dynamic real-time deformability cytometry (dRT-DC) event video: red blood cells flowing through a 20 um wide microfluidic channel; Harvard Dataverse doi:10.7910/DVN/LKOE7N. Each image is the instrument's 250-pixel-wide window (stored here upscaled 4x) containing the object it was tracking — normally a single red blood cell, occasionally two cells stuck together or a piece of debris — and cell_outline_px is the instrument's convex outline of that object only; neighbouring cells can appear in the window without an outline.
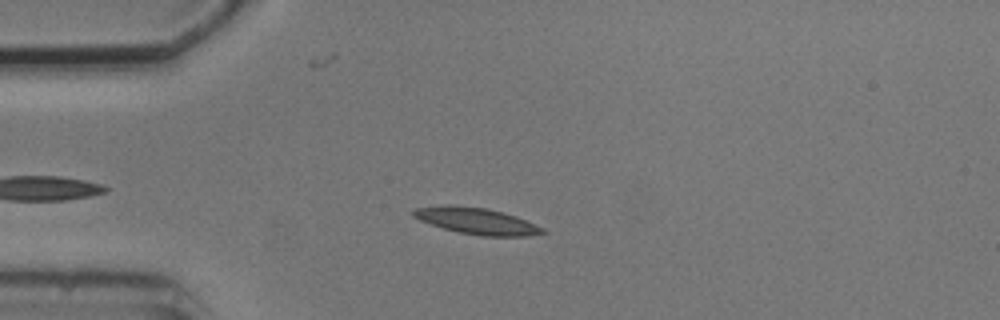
{"species": "common noctule bat (a hibernating species)", "species_latin": "Nyctalus noctula", "temperature_condition": "cold", "stored_images_in_passage": 7, "camera_frame_rate_fps": 3000, "um_per_image_px": 0.085, "animal": {"sex": "male", "body_mass_g": 20.5, "forearm_length_mm": 52.5}, "frame": {"image": 1, "passage_image": 3, "time_ms": 2.333, "image_size_px": [1000, 320], "cell_outline_px": [[548, 232], [528, 236], [480, 236], [460, 232], [444, 228], [420, 220], [412, 216], [412, 212], [416, 208], [444, 204], [448, 204], [488, 208], [504, 212], [516, 216], [544, 228]], "centroid_in_image_um": [40.53, 18.77], "position_along_channel_um": 44.5, "area_um2": 19.94}}
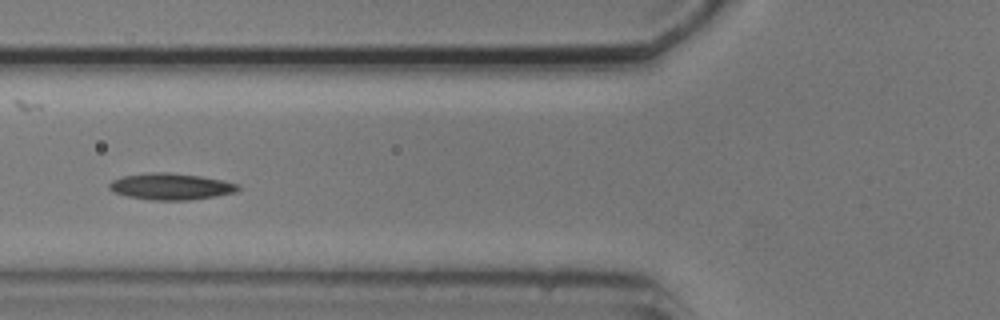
{"frame": {"image": 2, "passage_image": 5, "time_ms": 4.667, "image_size_px": [1000, 320], "cell_outline_px": [[240, 188], [236, 192], [216, 196], [188, 200], [152, 200], [128, 196], [112, 192], [108, 188], [108, 184], [112, 180], [124, 176], [152, 172], [168, 172], [200, 176], [224, 180], [240, 184]], "centroid_in_image_um": [14.54, 15.85], "position_along_channel_um": 111.3, "area_um2": 19.94}}
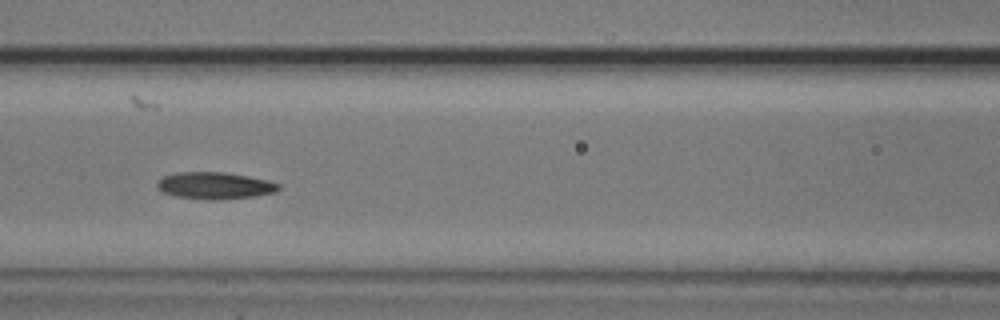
{"frame": {"image": 3, "passage_image": 6, "time_ms": 5.667, "image_size_px": [1000, 320], "cell_outline_px": [[280, 188], [276, 192], [256, 196], [216, 200], [208, 200], [176, 196], [164, 192], [156, 184], [164, 176], [176, 172], [224, 172], [248, 176], [268, 180], [280, 184]], "centroid_in_image_um": [18.3, 15.77], "position_along_channel_um": 148.3, "area_um2": 18.96}}